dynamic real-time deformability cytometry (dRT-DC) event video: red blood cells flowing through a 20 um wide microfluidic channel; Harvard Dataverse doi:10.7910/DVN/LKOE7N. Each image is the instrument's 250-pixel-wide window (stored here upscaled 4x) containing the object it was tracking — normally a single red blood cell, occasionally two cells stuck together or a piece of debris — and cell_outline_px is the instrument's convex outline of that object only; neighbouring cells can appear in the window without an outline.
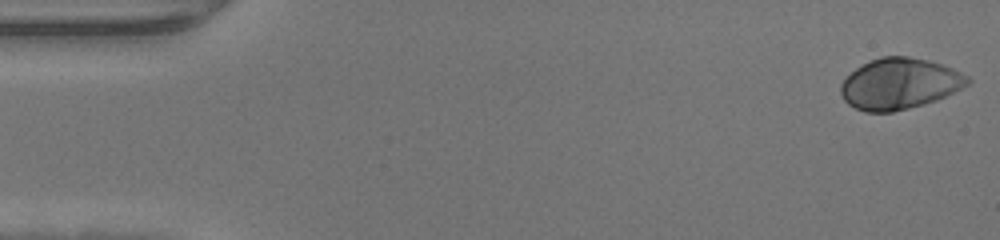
{"species": "human", "species_latin": "Homo sapiens", "temperature_condition": "warm", "stored_images_in_passage": 47, "camera_frame_rate_fps": 3000, "um_per_image_px": 0.085, "donor": {"sex": "male"}, "frame": {"image": 1, "passage_image": 1, "time_ms": 0.0, "image_size_px": [1000, 240], "cell_outline_px": [[972, 80], [968, 84], [936, 100], [924, 104], [892, 112], [864, 112], [848, 104], [844, 100], [840, 92], [840, 84], [856, 68], [880, 56], [908, 56], [928, 60], [952, 68], [968, 76]], "centroid_in_image_um": [76.44, 7.12], "position_along_channel_um": 8.6, "area_um2": 37.4}}
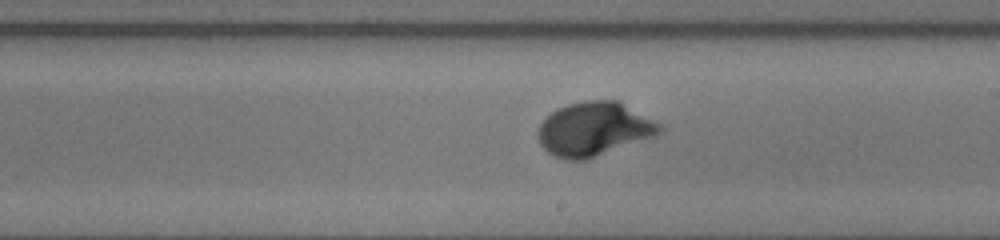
{"frame": {"image": 2, "passage_image": 27, "time_ms": 8.667, "image_size_px": [1000, 240], "cell_outline_px": [[664, 132], [656, 136], [584, 160], [568, 160], [556, 156], [548, 152], [540, 144], [536, 132], [540, 124], [556, 108], [568, 104], [584, 100], [620, 100], [660, 124], [664, 128]], "centroid_in_image_um": [50.51, 10.95], "position_along_channel_um": 238.5, "area_um2": 38.26}}
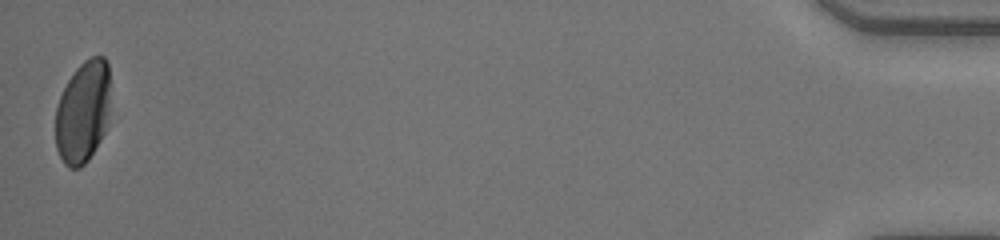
{"frame": {"image": 3, "passage_image": 47, "time_ms": 15.333, "image_size_px": [1000, 240], "cell_outline_px": [[108, 112], [104, 132], [100, 140], [88, 160], [80, 168], [68, 168], [64, 164], [56, 148], [56, 108], [60, 96], [68, 80], [76, 68], [84, 60], [92, 56], [104, 56], [108, 64]], "centroid_in_image_um": [7.02, 9.52], "position_along_channel_um": 428.2, "area_um2": 32.37}}